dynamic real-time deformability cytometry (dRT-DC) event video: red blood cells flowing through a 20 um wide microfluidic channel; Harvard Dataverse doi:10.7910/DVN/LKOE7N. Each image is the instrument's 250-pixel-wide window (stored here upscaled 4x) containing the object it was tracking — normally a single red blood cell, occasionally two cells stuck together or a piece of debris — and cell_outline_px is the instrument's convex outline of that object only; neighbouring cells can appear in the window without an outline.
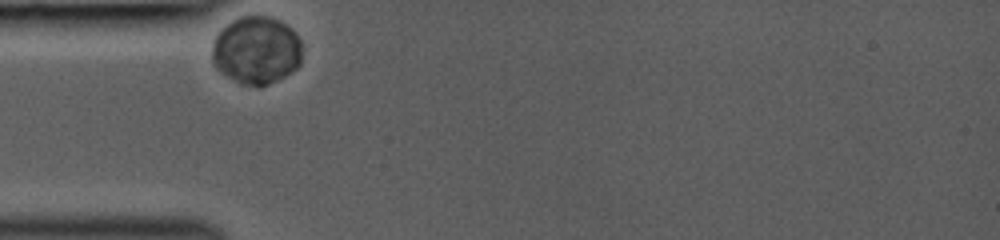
{"species": "common noctule bat (a hibernating species)", "species_latin": "Nyctalus noctula", "temperature_condition": "room temperature", "stored_images_in_passage": 42, "camera_frame_rate_fps": 3000, "um_per_image_px": 0.085, "animal": {"sex": "female", "body_mass_g": 19.0, "forearm_length_mm": 53.3}, "frame": {"image": 1, "passage_image": 1, "time_ms": 0.0, "image_size_px": [1000, 240], "cell_outline_px": [[300, 64], [296, 68], [284, 76], [268, 84], [240, 84], [220, 72], [216, 68], [212, 60], [212, 48], [216, 36], [232, 20], [240, 16], [268, 16], [280, 20], [292, 28], [296, 32], [300, 40]], "centroid_in_image_um": [21.79, 4.25], "position_along_channel_um": 63.2, "area_um2": 35.26}}
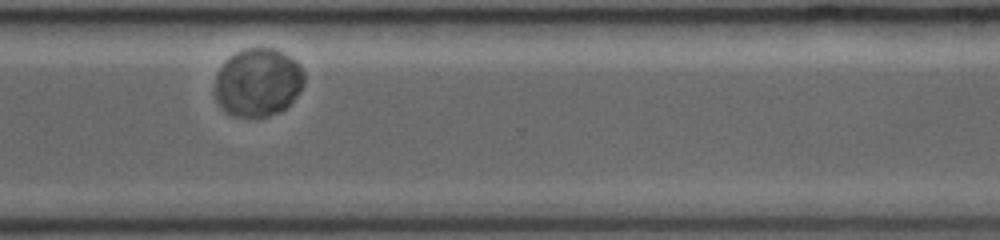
{"frame": {"image": 2, "passage_image": 41, "time_ms": 7.667, "image_size_px": [1000, 240], "cell_outline_px": [[304, 84], [300, 92], [284, 108], [268, 116], [236, 116], [220, 108], [216, 100], [216, 76], [224, 60], [228, 56], [244, 48], [276, 48], [284, 52], [296, 60], [300, 64], [304, 72]], "centroid_in_image_um": [21.94, 6.96], "position_along_channel_um": 348.7, "area_um2": 35.6}}